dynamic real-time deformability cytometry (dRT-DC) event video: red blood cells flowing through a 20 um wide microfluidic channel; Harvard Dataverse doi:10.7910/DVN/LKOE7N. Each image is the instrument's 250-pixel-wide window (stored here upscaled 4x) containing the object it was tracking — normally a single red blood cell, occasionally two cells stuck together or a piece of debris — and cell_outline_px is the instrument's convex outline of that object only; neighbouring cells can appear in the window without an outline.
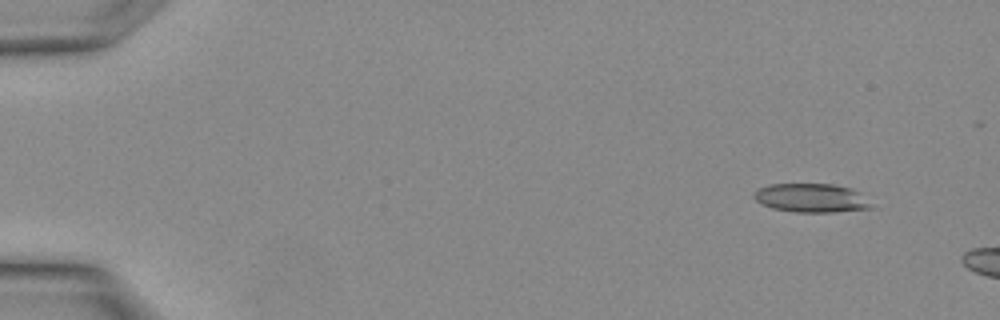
{"species": "Egyptian fruit bat (a non-hibernating species)", "species_latin": "Rousettus aegyptiacus", "temperature_condition": "warm", "stored_images_in_passage": 6, "camera_frame_rate_fps": 3000, "um_per_image_px": 0.085, "animal": {"sex": "female"}, "frame": {"image": 1, "passage_image": 3, "time_ms": 0.667, "image_size_px": [1000, 320], "cell_outline_px": [[876, 208], [832, 212], [796, 212], [772, 208], [760, 204], [752, 196], [752, 192], [756, 188], [772, 184], [832, 184], [852, 188], [872, 204]], "centroid_in_image_um": [68.91, 16.83], "position_along_channel_um": 16.1, "area_um2": 19.83}}